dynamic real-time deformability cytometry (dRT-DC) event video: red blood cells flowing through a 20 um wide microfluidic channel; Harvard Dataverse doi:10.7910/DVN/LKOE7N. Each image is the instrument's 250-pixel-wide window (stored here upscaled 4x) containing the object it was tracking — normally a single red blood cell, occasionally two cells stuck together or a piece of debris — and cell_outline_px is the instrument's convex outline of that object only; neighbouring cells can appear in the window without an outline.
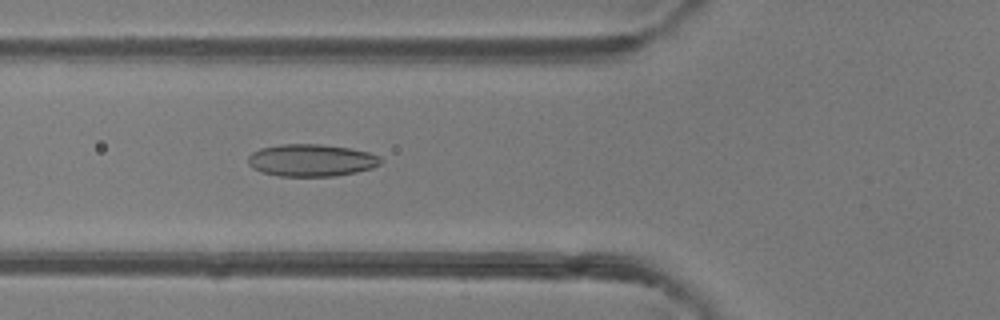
{"species": "common noctule bat (a hibernating species)", "species_latin": "Nyctalus noctula", "temperature_condition": "room temperature", "stored_images_in_passage": 44, "camera_frame_rate_fps": 3000, "um_per_image_px": 0.085, "animal": {"sex": "female"}, "frame": {"image": 1, "passage_image": 13, "time_ms": 4.0, "image_size_px": [1000, 320], "cell_outline_px": [[384, 160], [380, 164], [372, 168], [356, 172], [336, 176], [280, 176], [260, 172], [252, 168], [248, 164], [248, 156], [252, 152], [260, 148], [280, 144], [320, 144], [352, 148], [368, 152], [380, 156]], "centroid_in_image_um": [26.47, 13.62], "position_along_channel_um": 99.3, "area_um2": 25.2}}
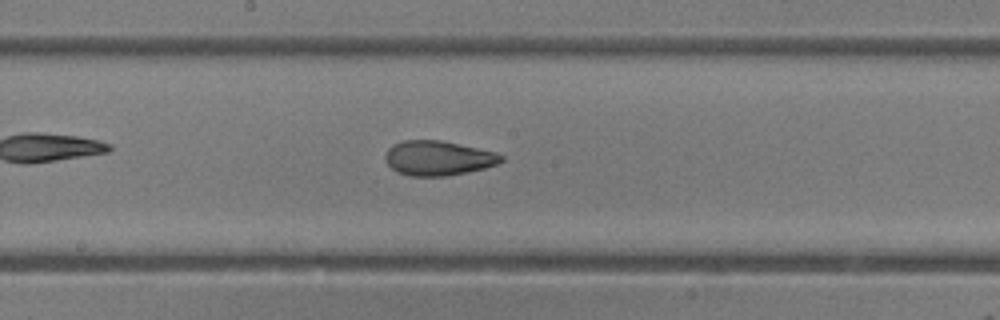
{"frame": {"image": 2, "passage_image": 21, "time_ms": 6.667, "image_size_px": [1000, 320], "cell_outline_px": [[504, 160], [496, 164], [484, 168], [468, 172], [448, 176], [408, 176], [396, 172], [384, 160], [384, 156], [388, 148], [392, 144], [404, 140], [440, 140], [496, 152], [504, 156]], "centroid_in_image_um": [37.21, 13.44], "position_along_channel_um": 211.0, "area_um2": 23.58}}
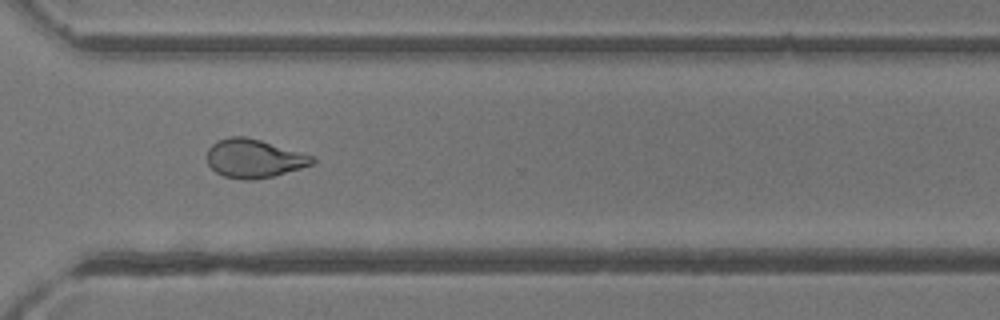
{"frame": {"image": 3, "passage_image": 31, "time_ms": 10.0, "image_size_px": [1000, 320], "cell_outline_px": [[316, 160], [312, 164], [300, 168], [272, 176], [252, 180], [240, 180], [224, 176], [216, 172], [208, 164], [208, 148], [216, 140], [228, 136], [244, 136], [260, 140], [316, 156]], "centroid_in_image_um": [21.58, 13.46], "position_along_channel_um": 349.0, "area_um2": 23.7}, "authors_computed_cell_mechanics": {"area_um2": 24.3049, "velocity_mm_per_s": 4.1521, "shape_relaxation_time_tau1_ms": null, "shape_relaxation_time_tau2_ms": 1.2738, "deformation_change_tau1": null, "deformation_change_tau2": 0.0752}}